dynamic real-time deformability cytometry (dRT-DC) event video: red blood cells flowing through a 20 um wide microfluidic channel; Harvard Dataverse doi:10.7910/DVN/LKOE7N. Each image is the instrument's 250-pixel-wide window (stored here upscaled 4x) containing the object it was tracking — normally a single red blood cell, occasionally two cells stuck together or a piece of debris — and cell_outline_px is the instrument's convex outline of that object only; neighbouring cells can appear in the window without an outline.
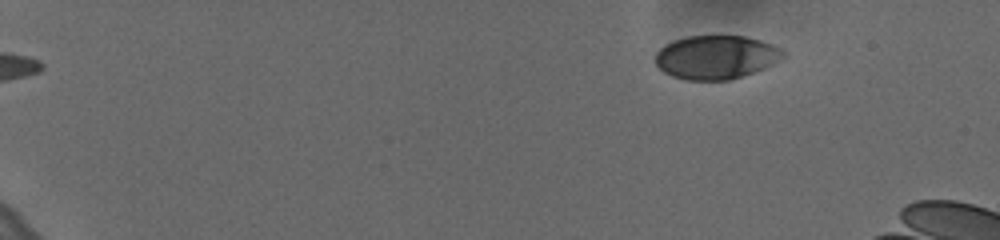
{"species": "human", "species_latin": "Homo sapiens", "temperature_condition": "cold", "stored_images_in_passage": 8, "camera_frame_rate_fps": 3000, "um_per_image_px": 0.085, "donor": {"sex": "female"}, "frame": {"image": 1, "passage_image": 2, "time_ms": 0.333, "image_size_px": [1000, 240], "cell_outline_px": [[784, 56], [780, 60], [764, 68], [728, 80], [688, 80], [672, 76], [664, 72], [656, 64], [656, 52], [664, 44], [672, 40], [688, 36], [744, 36], [760, 40], [772, 44], [780, 48], [784, 52]], "centroid_in_image_um": [60.84, 4.85], "position_along_channel_um": 24.2, "area_um2": 32.37}}
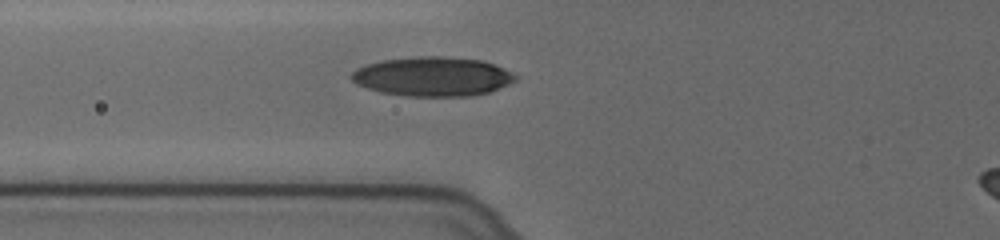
{"frame": {"image": 2, "passage_image": 8, "time_ms": 2.333, "image_size_px": [1000, 240], "cell_outline_px": [[520, 76], [516, 80], [500, 88], [488, 92], [472, 96], [404, 96], [380, 92], [356, 84], [348, 76], [356, 68], [368, 64], [384, 60], [420, 56], [444, 56], [484, 60], [504, 68]], "centroid_in_image_um": [36.79, 6.5], "position_along_channel_um": 89.0, "area_um2": 37.8}}